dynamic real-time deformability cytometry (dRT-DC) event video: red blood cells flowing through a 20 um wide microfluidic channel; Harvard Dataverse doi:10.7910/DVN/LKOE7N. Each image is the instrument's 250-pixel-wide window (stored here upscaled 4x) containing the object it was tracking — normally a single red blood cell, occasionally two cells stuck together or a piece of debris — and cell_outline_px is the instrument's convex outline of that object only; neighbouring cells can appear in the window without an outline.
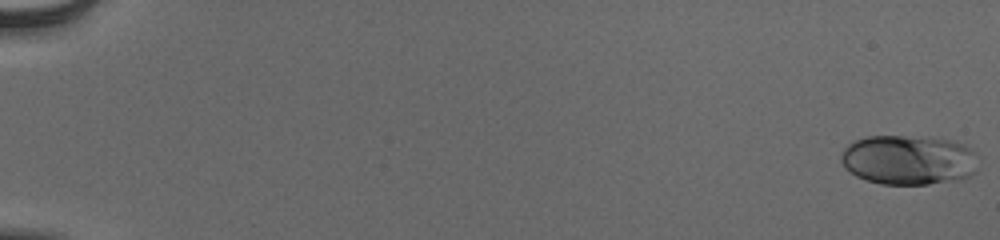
{"species": "human", "species_latin": "Homo sapiens", "temperature_condition": "cold", "stored_images_in_passage": 56, "camera_frame_rate_fps": 3000, "um_per_image_px": 0.085, "donor": {"sex": "male"}, "frame": {"image": 1, "passage_image": 1, "time_ms": 0.0, "image_size_px": [1000, 240], "cell_outline_px": [[976, 172], [968, 176], [956, 180], [928, 184], [880, 184], [856, 176], [844, 168], [840, 160], [840, 156], [844, 148], [852, 140], [868, 136], [932, 136], [952, 140], [964, 144], [976, 152]], "centroid_in_image_um": [77.21, 13.57], "position_along_channel_um": 7.8, "area_um2": 40.34}}
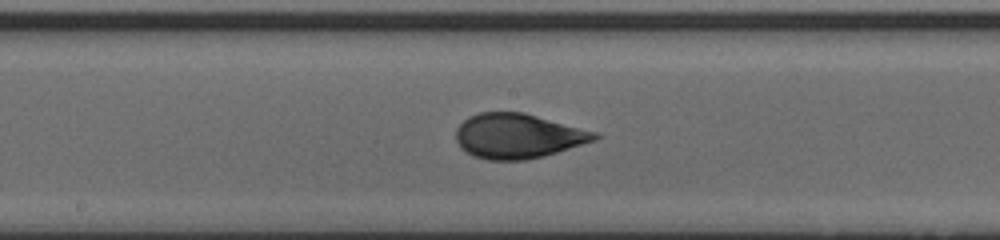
{"frame": {"image": 2, "passage_image": 32, "time_ms": 10.333, "image_size_px": [1000, 240], "cell_outline_px": [[600, 136], [596, 140], [544, 156], [524, 160], [488, 160], [476, 156], [460, 148], [456, 140], [456, 128], [468, 116], [480, 112], [524, 112], [600, 132]], "centroid_in_image_um": [44.06, 11.55], "position_along_channel_um": 204.1, "area_um2": 36.41}}
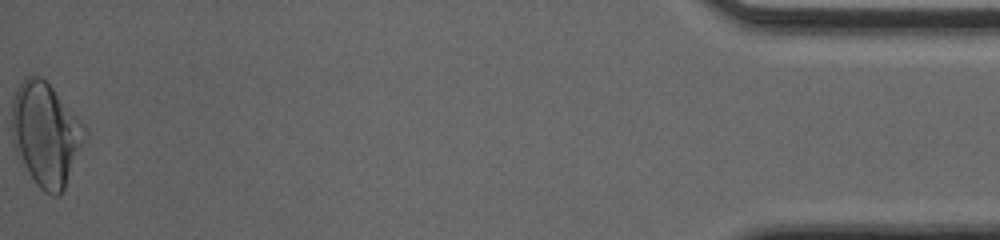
{"frame": {"image": 3, "passage_image": 56, "time_ms": 18.333, "image_size_px": [1000, 240], "cell_outline_px": [[88, 136], [64, 188], [60, 196], [52, 196], [44, 192], [36, 184], [16, 152], [12, 136], [12, 100], [16, 88], [24, 76], [32, 72], [36, 72], [52, 88], [88, 128]], "centroid_in_image_um": [3.9, 11.37], "position_along_channel_um": 431.3, "area_um2": 44.33}, "authors_computed_cell_mechanics": {"area_um2": 36.3273, "velocity_mm_per_s": 3.8936, "shape_relaxation_time_tau1_ms": 4.7993, "shape_relaxation_time_tau2_ms": null, "deformation_change_tau1": 0.1775, "deformation_change_tau2": null}}